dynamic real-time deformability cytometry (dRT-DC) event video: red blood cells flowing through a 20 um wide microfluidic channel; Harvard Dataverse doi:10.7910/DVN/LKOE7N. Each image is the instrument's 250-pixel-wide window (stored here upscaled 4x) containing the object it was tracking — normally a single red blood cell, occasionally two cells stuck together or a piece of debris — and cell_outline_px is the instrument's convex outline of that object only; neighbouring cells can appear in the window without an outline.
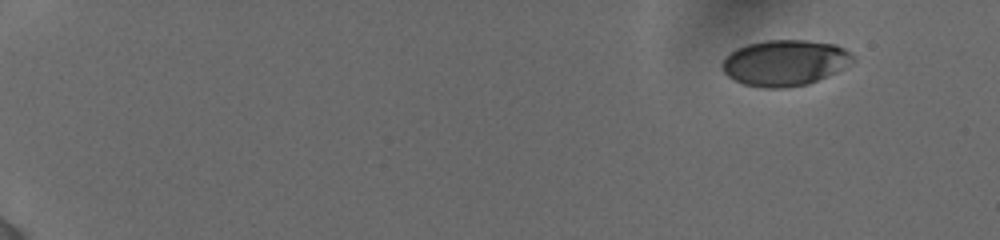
{"species": "human", "species_latin": "Homo sapiens", "temperature_condition": "cold", "stored_images_in_passage": 68, "camera_frame_rate_fps": 3000, "um_per_image_px": 0.085, "donor": {"sex": "female"}, "frame": {"image": 1, "passage_image": 1, "time_ms": 0.0, "image_size_px": [1000, 240], "cell_outline_px": [[856, 60], [852, 64], [828, 76], [808, 84], [780, 88], [764, 88], [744, 84], [728, 76], [724, 72], [720, 64], [724, 56], [736, 48], [748, 44], [764, 40], [804, 40], [836, 44], [844, 48]], "centroid_in_image_um": [66.7, 5.33], "position_along_channel_um": 18.3, "area_um2": 35.14}}
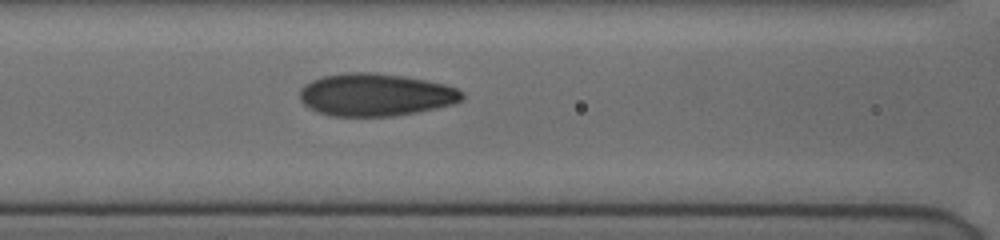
{"frame": {"image": 2, "passage_image": 31, "time_ms": 7.333, "image_size_px": [1000, 240], "cell_outline_px": [[464, 96], [456, 104], [416, 112], [392, 116], [328, 116], [308, 108], [300, 100], [300, 88], [312, 80], [324, 76], [352, 72], [372, 72], [404, 76], [444, 84], [456, 88], [464, 92]], "centroid_in_image_um": [31.92, 8.06], "position_along_channel_um": 134.7, "area_um2": 40.29}}
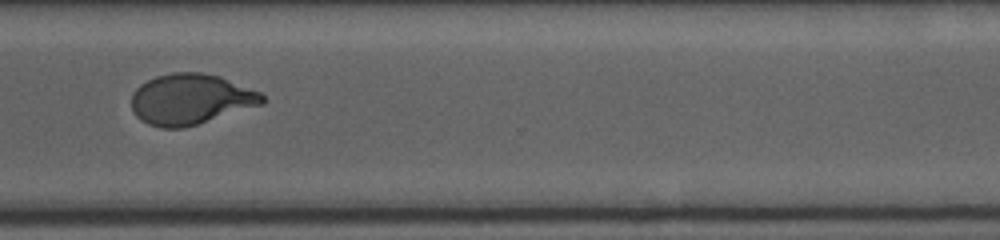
{"frame": {"image": 3, "passage_image": 67, "time_ms": 13.0, "image_size_px": [1000, 240], "cell_outline_px": [[268, 100], [264, 104], [184, 128], [160, 128], [148, 124], [140, 120], [136, 116], [132, 108], [132, 92], [140, 84], [156, 76], [172, 72], [200, 72], [220, 76], [260, 92]], "centroid_in_image_um": [16.21, 8.44], "position_along_channel_um": 354.4, "area_um2": 38.84}}